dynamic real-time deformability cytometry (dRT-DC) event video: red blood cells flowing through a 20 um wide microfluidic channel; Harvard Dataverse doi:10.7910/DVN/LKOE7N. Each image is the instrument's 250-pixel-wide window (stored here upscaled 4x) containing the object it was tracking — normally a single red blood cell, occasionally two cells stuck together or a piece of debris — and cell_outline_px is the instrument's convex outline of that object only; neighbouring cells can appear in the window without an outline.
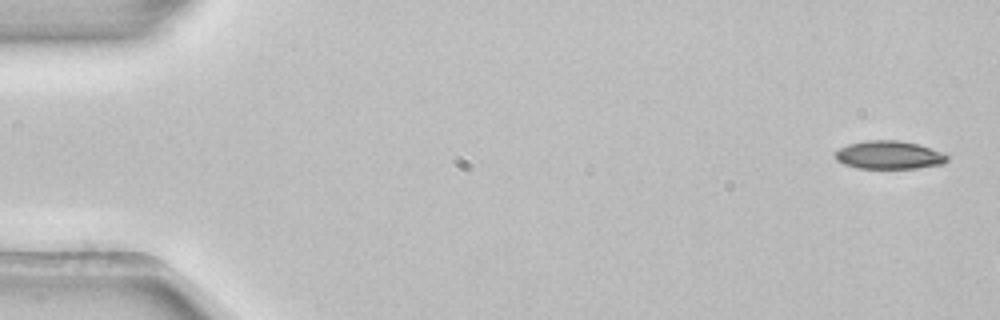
{"species": "common noctule bat (a hibernating species)", "species_latin": "Nyctalus noctula", "temperature_condition": "room temperature", "stored_images_in_passage": 3, "camera_frame_rate_fps": 3000, "um_per_image_px": 0.085, "animal": {"sex": "female", "body_mass_g": 22.7, "forearm_length_mm": 54.2}, "frame": {"image": 1, "passage_image": 1, "time_ms": 0.0, "image_size_px": [1000, 320], "cell_outline_px": [[948, 160], [944, 164], [916, 168], [860, 168], [844, 164], [836, 160], [836, 152], [840, 148], [848, 144], [868, 140], [900, 140], [916, 144], [944, 152], [948, 156]], "centroid_in_image_um": [75.6, 13.17], "position_along_channel_um": 9.4, "area_um2": 18.32}}